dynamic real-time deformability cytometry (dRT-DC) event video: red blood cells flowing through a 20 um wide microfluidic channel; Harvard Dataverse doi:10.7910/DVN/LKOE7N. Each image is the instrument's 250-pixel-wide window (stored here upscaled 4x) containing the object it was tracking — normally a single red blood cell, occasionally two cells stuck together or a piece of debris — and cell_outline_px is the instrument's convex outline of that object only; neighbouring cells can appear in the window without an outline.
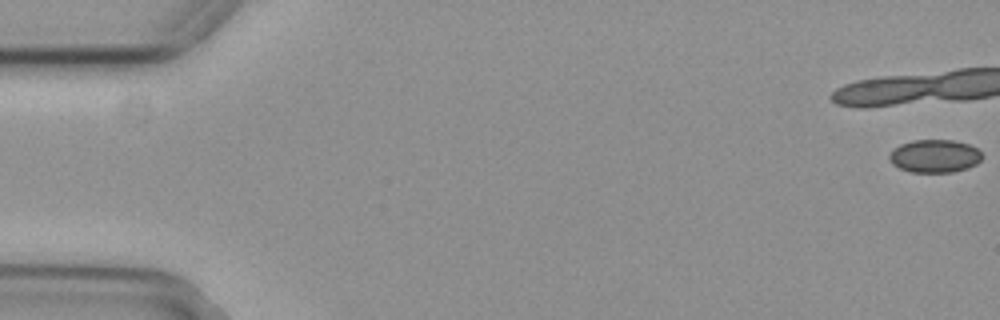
{"species": "common noctule bat (a hibernating species)", "species_latin": "Nyctalus noctula", "temperature_condition": "cold", "stored_images_in_passage": 43, "camera_frame_rate_fps": 3000, "um_per_image_px": 0.085, "animal": {"sex": "female", "body_mass_g": 29.2, "forearm_length_mm": 56.3}, "frame": {"image": 1, "passage_image": 1, "time_ms": 0.0, "image_size_px": [1000, 320], "cell_outline_px": [[984, 156], [976, 164], [968, 168], [952, 172], [908, 172], [892, 164], [888, 160], [888, 156], [892, 148], [900, 144], [912, 140], [952, 140], [968, 144], [976, 148]], "centroid_in_image_um": [79.41, 13.27], "position_along_channel_um": 5.6, "area_um2": 18.03}}